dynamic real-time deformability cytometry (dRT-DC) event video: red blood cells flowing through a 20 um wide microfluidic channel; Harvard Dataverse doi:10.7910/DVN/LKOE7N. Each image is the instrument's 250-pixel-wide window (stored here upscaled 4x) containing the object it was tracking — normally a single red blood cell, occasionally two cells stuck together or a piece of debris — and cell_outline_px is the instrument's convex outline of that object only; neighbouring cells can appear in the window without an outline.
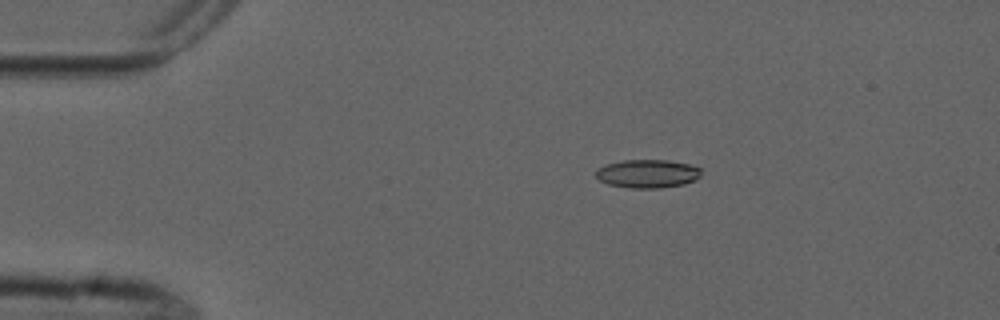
{"species": "common noctule bat (a hibernating species)", "species_latin": "Nyctalus noctula", "temperature_condition": "cold", "stored_images_in_passage": 2, "camera_frame_rate_fps": 3000, "um_per_image_px": 0.085, "animal": {"sex": "male", "forearm_length_mm": 52.5}, "frame": {"image": 1, "passage_image": 1, "time_ms": 0.0, "image_size_px": [1000, 320], "cell_outline_px": [[700, 176], [696, 180], [684, 184], [660, 188], [628, 188], [608, 184], [600, 180], [596, 176], [596, 168], [604, 164], [624, 160], [668, 160], [688, 164], [700, 168]], "centroid_in_image_um": [55.02, 14.76], "position_along_channel_um": 30.0, "area_um2": 17.51}}